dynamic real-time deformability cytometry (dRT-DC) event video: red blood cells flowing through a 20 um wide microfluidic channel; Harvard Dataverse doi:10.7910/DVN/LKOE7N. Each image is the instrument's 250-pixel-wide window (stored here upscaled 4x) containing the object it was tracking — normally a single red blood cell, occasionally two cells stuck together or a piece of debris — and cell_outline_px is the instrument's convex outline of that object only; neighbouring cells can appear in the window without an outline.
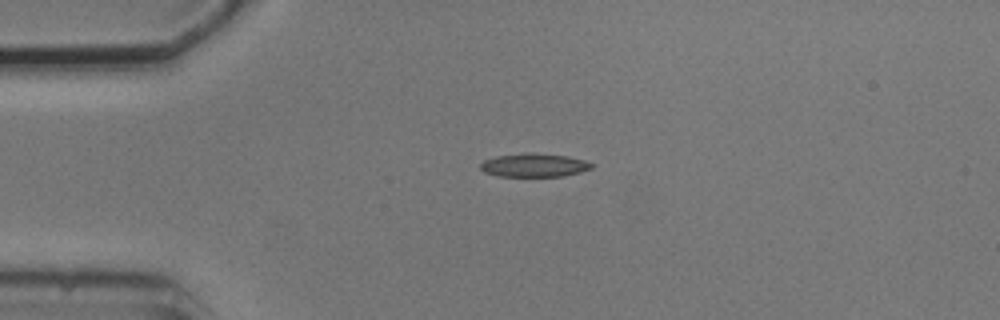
{"species": "common noctule bat (a hibernating species)", "species_latin": "Nyctalus noctula", "temperature_condition": "cold", "stored_images_in_passage": 3, "camera_frame_rate_fps": 3000, "um_per_image_px": 0.085, "animal": {"sex": "male", "body_mass_g": 20.5, "forearm_length_mm": 52.5}, "frame": {"image": 1, "passage_image": 1, "time_ms": 0.0, "image_size_px": [1000, 320], "cell_outline_px": [[596, 164], [592, 168], [580, 172], [564, 176], [500, 176], [484, 172], [480, 168], [480, 164], [484, 160], [496, 156], [568, 156], [584, 160]], "centroid_in_image_um": [45.45, 14.1], "position_along_channel_um": 39.6, "area_um2": 14.22}}
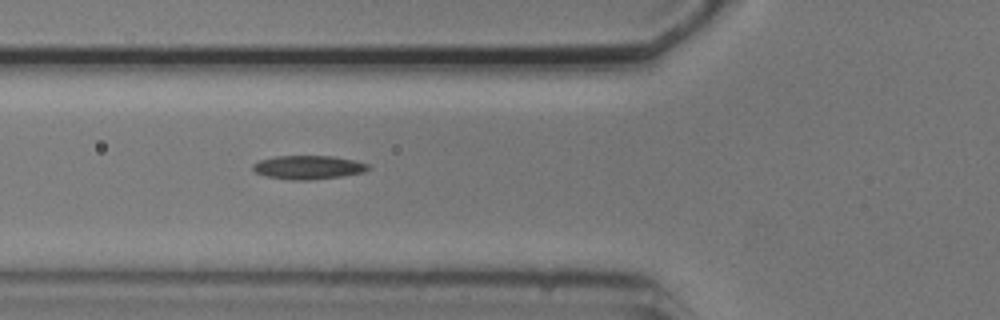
{"frame": {"image": 2, "passage_image": 3, "time_ms": 2.333, "image_size_px": [1000, 320], "cell_outline_px": [[372, 168], [364, 172], [340, 176], [308, 180], [292, 180], [268, 176], [256, 172], [252, 168], [252, 164], [260, 160], [276, 156], [332, 156], [352, 160], [368, 164]], "centroid_in_image_um": [26.21, 14.22], "position_along_channel_um": 99.6, "area_um2": 15.72}}